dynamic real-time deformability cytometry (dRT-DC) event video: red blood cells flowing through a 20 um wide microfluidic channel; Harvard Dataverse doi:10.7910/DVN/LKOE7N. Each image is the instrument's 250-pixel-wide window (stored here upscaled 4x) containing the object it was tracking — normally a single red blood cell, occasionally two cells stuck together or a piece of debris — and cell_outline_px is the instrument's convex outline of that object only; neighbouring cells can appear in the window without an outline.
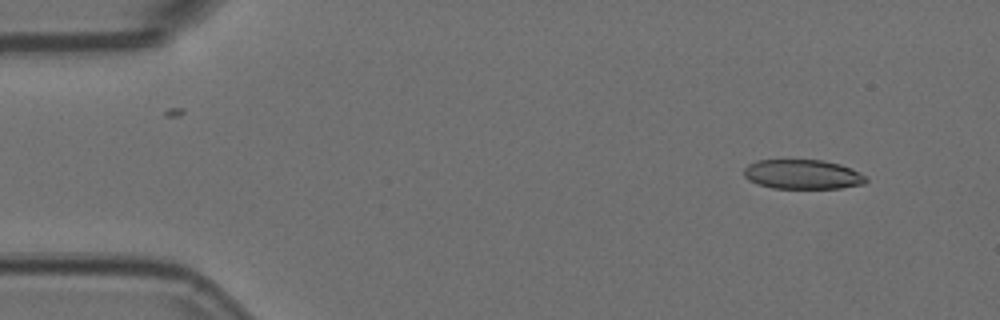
{"species": "Egyptian fruit bat (a non-hibernating species)", "species_latin": "Rousettus aegyptiacus", "temperature_condition": "room temperature", "stored_images_in_passage": 52, "camera_frame_rate_fps": 3000, "um_per_image_px": 0.085, "animal": {"sex": "female"}, "frame": {"image": 1, "passage_image": 3, "time_ms": 0.667, "image_size_px": [1000, 320], "cell_outline_px": [[868, 180], [864, 184], [840, 188], [772, 188], [756, 184], [748, 180], [744, 176], [744, 168], [748, 164], [756, 160], [820, 160], [840, 164], [852, 168], [868, 176]], "centroid_in_image_um": [68.23, 14.82], "position_along_channel_um": 16.8, "area_um2": 21.21}}
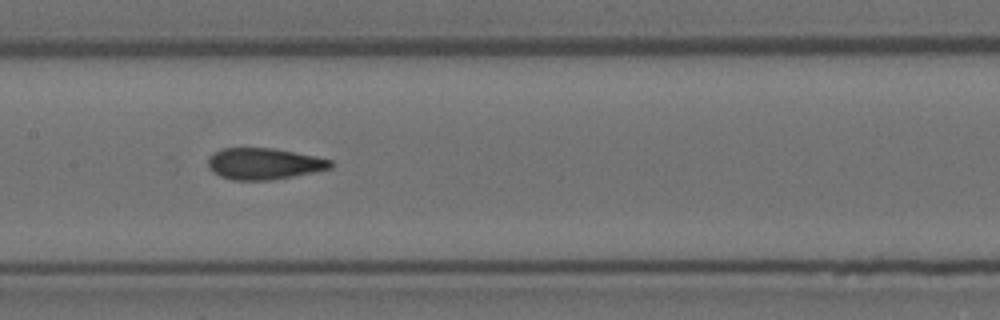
{"frame": {"image": 2, "passage_image": 24, "time_ms": 7.667, "image_size_px": [1000, 320], "cell_outline_px": [[332, 168], [272, 180], [232, 180], [220, 176], [212, 172], [208, 168], [208, 160], [220, 148], [272, 148], [316, 156], [332, 160]], "centroid_in_image_um": [22.43, 13.92], "position_along_channel_um": 185.0, "area_um2": 22.31}}
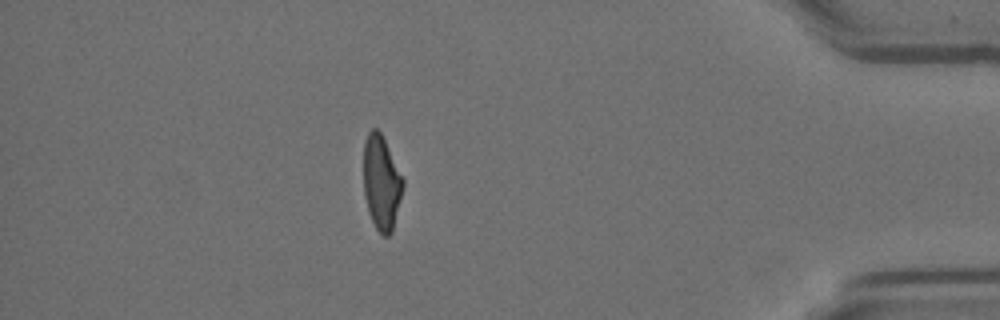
{"frame": {"image": 3, "passage_image": 45, "time_ms": 14.667, "image_size_px": [1000, 320], "cell_outline_px": [[404, 188], [392, 232], [388, 236], [384, 236], [376, 228], [368, 212], [364, 192], [364, 140], [368, 132], [372, 128], [376, 128], [380, 132], [404, 180]], "centroid_in_image_um": [32.42, 15.54], "position_along_channel_um": 402.8, "area_um2": 21.56}, "authors_computed_cell_mechanics": {"area_um2": 22.4264, "velocity_mm_per_s": 3.7655, "shape_relaxation_time_tau1_ms": null, "shape_relaxation_time_tau2_ms": 1.652, "deformation_change_tau1": null, "deformation_change_tau2": 0.0779}}